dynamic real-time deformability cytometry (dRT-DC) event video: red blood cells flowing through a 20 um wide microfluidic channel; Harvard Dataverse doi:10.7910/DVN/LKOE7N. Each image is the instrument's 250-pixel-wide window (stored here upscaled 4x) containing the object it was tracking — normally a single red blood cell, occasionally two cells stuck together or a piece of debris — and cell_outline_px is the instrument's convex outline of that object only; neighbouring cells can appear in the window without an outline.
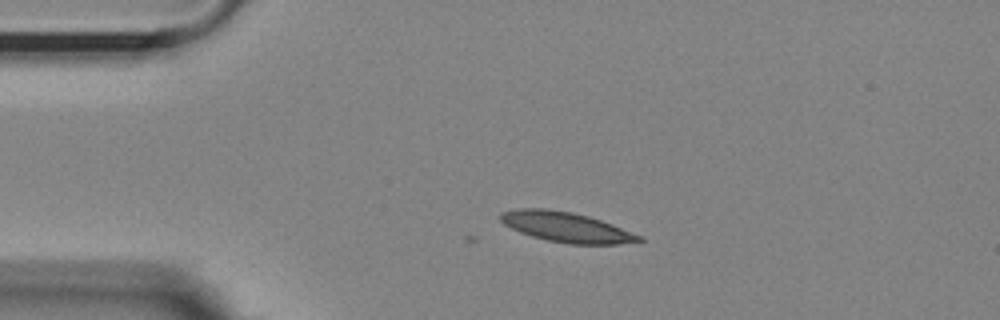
{"species": "Egyptian fruit bat (a non-hibernating species)", "species_latin": "Rousettus aegyptiacus", "temperature_condition": "room temperature", "stored_images_in_passage": 8, "camera_frame_rate_fps": 3000, "um_per_image_px": 0.085, "animal": {"sex": "female"}, "frame": {"image": 1, "passage_image": 1, "time_ms": 0.0, "image_size_px": [1000, 320], "cell_outline_px": [[644, 240], [620, 244], [568, 244], [548, 240], [532, 236], [520, 232], [504, 224], [500, 220], [500, 212], [516, 208], [544, 208], [572, 212], [588, 216], [612, 224], [644, 236]], "centroid_in_image_um": [48.14, 19.3], "position_along_channel_um": 36.9, "area_um2": 24.28}}
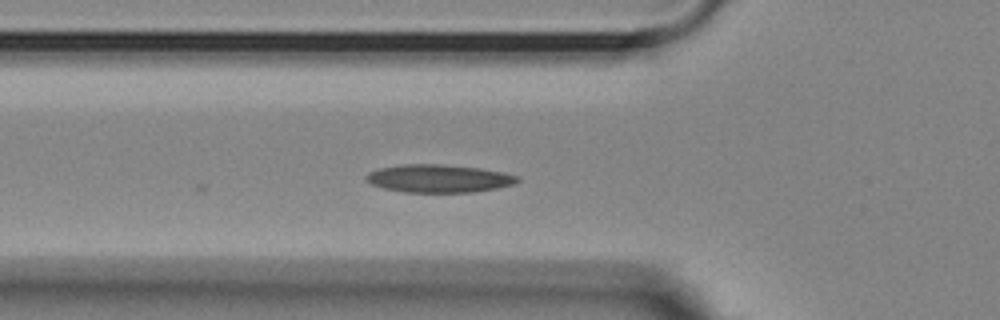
{"frame": {"image": 2, "passage_image": 8, "time_ms": 2.333, "image_size_px": [1000, 320], "cell_outline_px": [[520, 180], [512, 184], [496, 188], [472, 192], [404, 192], [384, 188], [372, 184], [364, 180], [364, 176], [368, 172], [380, 168], [400, 164], [440, 164], [480, 168], [520, 176]], "centroid_in_image_um": [37.25, 15.16], "position_along_channel_um": 88.6, "area_um2": 24.57}}